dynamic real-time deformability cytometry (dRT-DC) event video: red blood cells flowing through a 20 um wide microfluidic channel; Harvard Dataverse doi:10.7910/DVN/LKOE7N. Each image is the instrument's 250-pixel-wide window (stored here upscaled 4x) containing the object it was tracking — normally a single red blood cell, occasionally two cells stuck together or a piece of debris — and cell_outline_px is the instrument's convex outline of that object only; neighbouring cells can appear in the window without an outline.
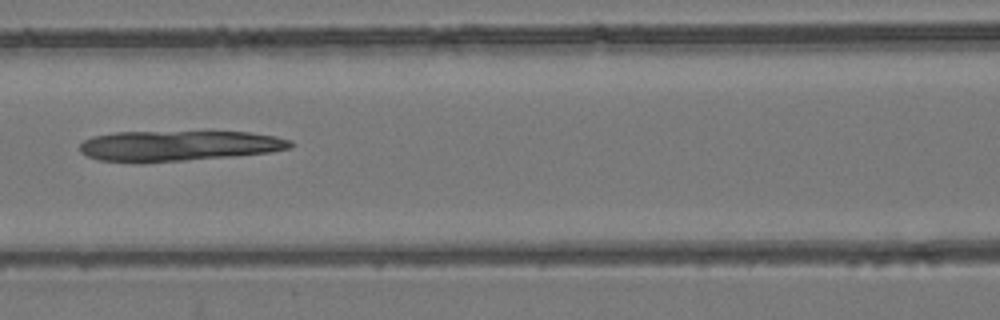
{"species": "common noctule bat (a hibernating species)", "species_latin": "Nyctalus noctula", "temperature_condition": "room temperature", "stored_images_in_passage": 6, "camera_frame_rate_fps": 3000, "um_per_image_px": 0.085, "animal": {"sex": "female", "body_mass_g": 24.6, "forearm_length_mm": 56.2}, "frame": {"image": 1, "passage_image": 6, "time_ms": 1.667, "image_size_px": [1000, 320], "cell_outline_px": [[296, 144], [292, 148], [268, 152], [228, 156], [184, 160], [96, 160], [80, 152], [80, 144], [84, 140], [92, 136], [116, 132], [248, 132], [276, 136], [292, 140]], "centroid_in_image_um": [15.25, 12.35], "position_along_channel_um": 151.4, "area_um2": 36.36}}